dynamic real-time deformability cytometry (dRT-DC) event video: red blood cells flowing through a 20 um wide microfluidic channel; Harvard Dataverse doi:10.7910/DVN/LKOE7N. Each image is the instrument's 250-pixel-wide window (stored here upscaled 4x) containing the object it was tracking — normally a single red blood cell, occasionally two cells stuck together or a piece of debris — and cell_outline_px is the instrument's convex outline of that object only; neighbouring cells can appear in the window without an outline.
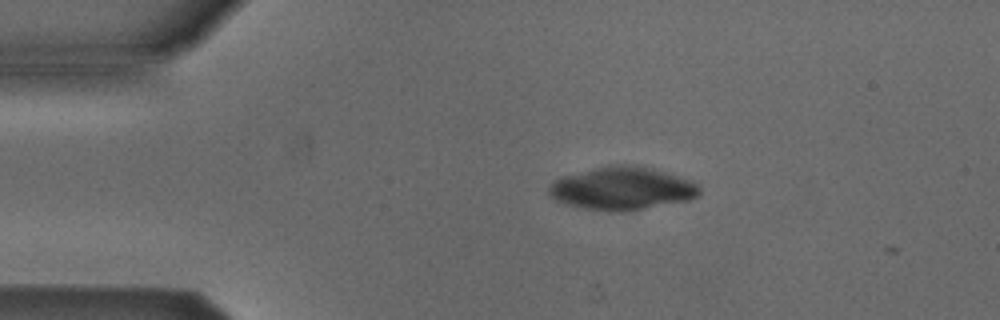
{"species": "Egyptian fruit bat (a non-hibernating species)", "species_latin": "Rousettus aegyptiacus", "temperature_condition": "cold", "stored_images_in_passage": 4, "camera_frame_rate_fps": 3000, "um_per_image_px": 0.085, "animal": {"sex": "male"}, "frame": {"image": 1, "passage_image": 1, "time_ms": 0.0, "image_size_px": [1000, 320], "cell_outline_px": [[700, 196], [692, 200], [640, 208], [584, 208], [568, 204], [556, 200], [548, 196], [548, 188], [560, 176], [608, 164], [636, 164], [652, 168], [696, 180], [700, 184]], "centroid_in_image_um": [52.95, 15.94], "position_along_channel_um": 32.0, "area_um2": 37.34}}